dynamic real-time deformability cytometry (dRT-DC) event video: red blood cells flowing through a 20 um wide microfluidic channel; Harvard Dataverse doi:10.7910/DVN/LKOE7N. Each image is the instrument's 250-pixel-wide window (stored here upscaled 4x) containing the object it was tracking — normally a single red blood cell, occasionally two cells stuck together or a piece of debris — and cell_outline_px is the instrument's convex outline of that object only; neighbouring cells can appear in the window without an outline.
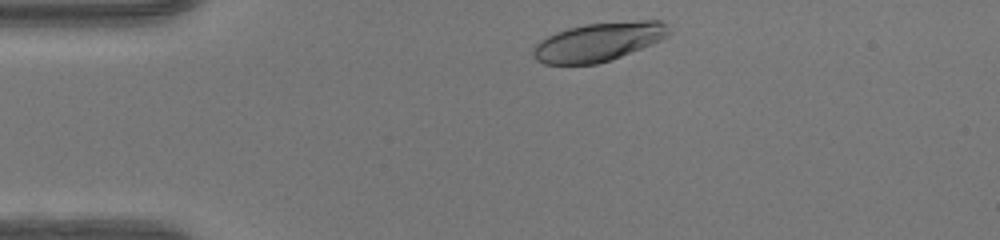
{"species": "human", "species_latin": "Homo sapiens", "temperature_condition": "warm", "stored_images_in_passage": 33, "camera_frame_rate_fps": 3000, "um_per_image_px": 0.085, "donor": {"sex": "female"}, "frame": {"image": 1, "passage_image": 2, "time_ms": 0.333, "image_size_px": [1000, 240], "cell_outline_px": [[672, 32], [668, 36], [660, 40], [620, 56], [596, 64], [544, 64], [536, 60], [532, 56], [532, 48], [540, 40], [556, 32], [568, 28], [584, 24], [640, 20], [660, 20], [668, 24]], "centroid_in_image_um": [50.87, 3.54], "position_along_channel_um": 34.1, "area_um2": 30.58}}
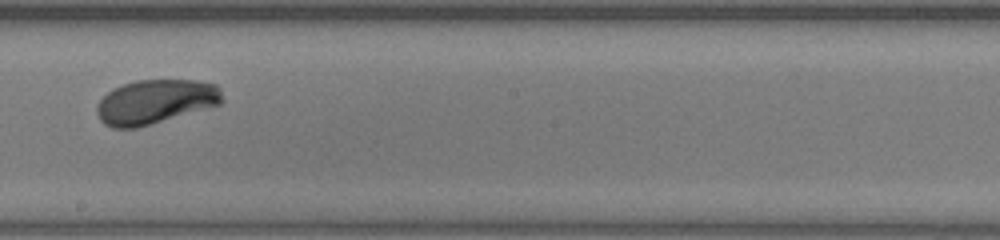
{"frame": {"image": 2, "passage_image": 20, "time_ms": 6.333, "image_size_px": [1000, 240], "cell_outline_px": [[224, 100], [220, 104], [136, 128], [112, 128], [104, 124], [100, 120], [96, 112], [96, 104], [112, 88], [136, 80], [196, 80], [216, 84], [220, 88]], "centroid_in_image_um": [13.19, 8.64], "position_along_channel_um": 235.0, "area_um2": 32.31}}
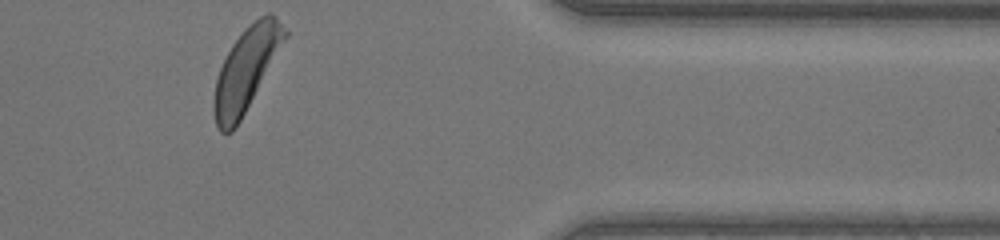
{"frame": {"image": 3, "passage_image": 33, "time_ms": 10.667, "image_size_px": [1000, 240], "cell_outline_px": [[288, 36], [240, 120], [232, 132], [220, 132], [216, 128], [212, 108], [212, 100], [216, 80], [220, 68], [232, 44], [260, 16], [268, 12], [272, 12], [276, 16], [288, 32]], "centroid_in_image_um": [20.91, 5.93], "position_along_channel_um": 390.5, "area_um2": 33.64}, "authors_computed_cell_mechanics": {"area_um2": 32.1946, "velocity_mm_per_s": 4.1408, "shape_relaxation_time_tau1_ms": 1.9721, "shape_relaxation_time_tau2_ms": null, "deformation_change_tau1": 0.1378, "deformation_change_tau2": null}}